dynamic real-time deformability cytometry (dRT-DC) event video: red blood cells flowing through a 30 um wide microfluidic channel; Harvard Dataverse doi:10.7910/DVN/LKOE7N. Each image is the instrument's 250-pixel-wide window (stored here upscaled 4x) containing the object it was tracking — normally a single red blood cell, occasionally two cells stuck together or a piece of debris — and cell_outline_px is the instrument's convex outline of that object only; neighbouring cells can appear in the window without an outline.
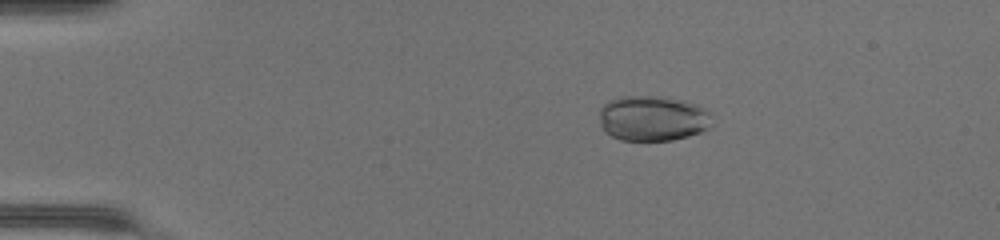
{"species": "common noctule bat (a hibernating species)", "species_latin": "Nyctalus noctula", "temperature_condition": "warm", "stored_images_in_passage": 40, "camera_frame_rate_fps": 3000, "um_per_image_px": 0.085, "animal": {"sex": "female", "body_mass_g": 17.0, "forearm_length_mm": 48.0}, "frame": {"image": 1, "passage_image": 1, "time_ms": 0.0, "image_size_px": [1000, 240], "cell_outline_px": [[708, 128], [700, 132], [688, 136], [672, 140], [620, 140], [604, 132], [600, 124], [600, 108], [604, 104], [620, 96], [660, 96], [684, 100], [696, 104], [704, 108], [708, 112]], "centroid_in_image_um": [55.43, 10.05], "position_along_channel_um": 29.6, "area_um2": 29.59}}
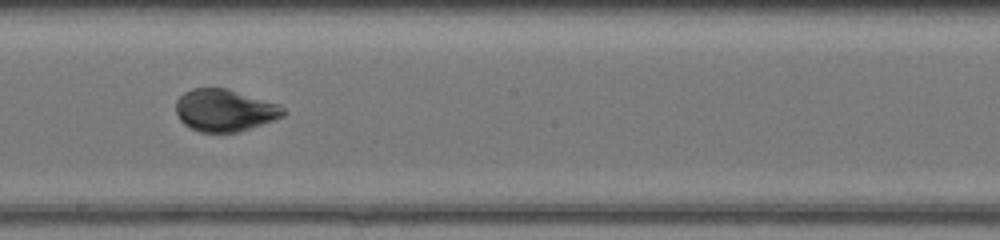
{"frame": {"image": 2, "passage_image": 20, "time_ms": 6.333, "image_size_px": [1000, 240], "cell_outline_px": [[284, 116], [240, 132], [200, 132], [184, 124], [180, 120], [176, 112], [176, 100], [184, 92], [192, 88], [228, 88], [276, 104], [284, 108]], "centroid_in_image_um": [19.06, 9.37], "position_along_channel_um": 229.1, "area_um2": 26.18}}
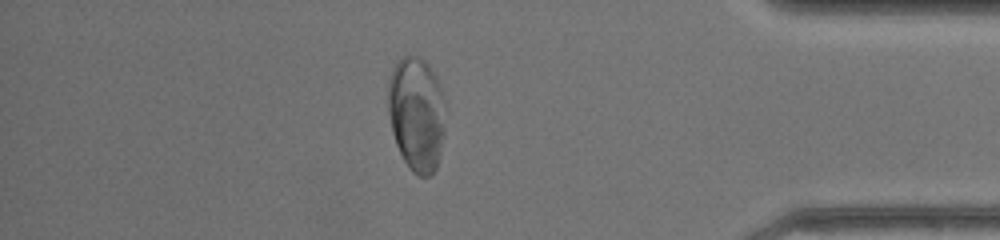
{"frame": {"image": 3, "passage_image": 34, "time_ms": 11.0, "image_size_px": [1000, 240], "cell_outline_px": [[444, 132], [440, 152], [436, 168], [428, 176], [420, 176], [412, 172], [408, 168], [396, 144], [392, 132], [388, 112], [388, 76], [392, 68], [404, 56], [420, 56], [428, 64], [436, 76], [440, 88], [444, 128]], "centroid_in_image_um": [35.37, 9.67], "position_along_channel_um": 399.8, "area_um2": 37.92}, "authors_computed_cell_mechanics": {"area_um2": 28.2642, "velocity_mm_per_s": 4.3321, "shape_relaxation_time_tau1_ms": 3.5865, "shape_relaxation_time_tau2_ms": null, "deformation_change_tau1": 0.1099, "deformation_change_tau2": null}}